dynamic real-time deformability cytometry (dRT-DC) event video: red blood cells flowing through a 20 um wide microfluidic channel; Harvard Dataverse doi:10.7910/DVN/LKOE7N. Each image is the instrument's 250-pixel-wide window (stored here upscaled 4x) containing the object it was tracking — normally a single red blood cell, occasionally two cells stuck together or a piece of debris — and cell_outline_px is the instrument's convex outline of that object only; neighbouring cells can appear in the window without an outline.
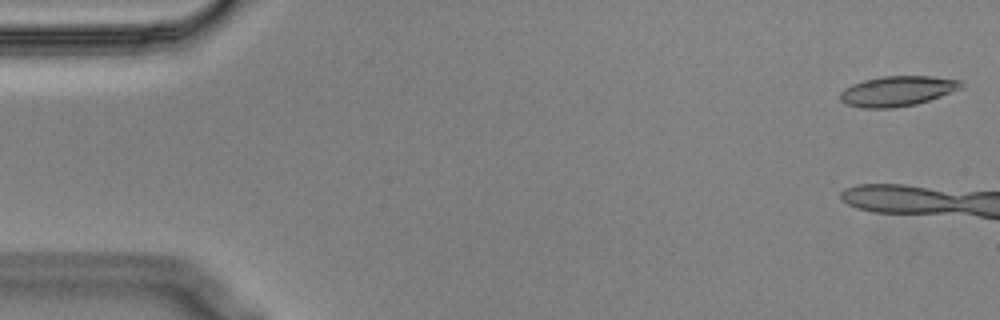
{"species": "Egyptian fruit bat (a non-hibernating species)", "species_latin": "Rousettus aegyptiacus", "temperature_condition": "cold", "stored_images_in_passage": 8, "camera_frame_rate_fps": 3000, "um_per_image_px": 0.085, "animal": {"sex": "male"}, "frame": {"image": 1, "passage_image": 1, "time_ms": 0.0, "image_size_px": [1000, 320], "cell_outline_px": [[964, 88], [916, 104], [892, 108], [860, 108], [848, 104], [840, 100], [840, 92], [844, 88], [852, 84], [864, 80], [880, 76], [932, 76], [960, 80], [964, 84]], "centroid_in_image_um": [76.28, 7.73], "position_along_channel_um": 8.7, "area_um2": 21.33}}